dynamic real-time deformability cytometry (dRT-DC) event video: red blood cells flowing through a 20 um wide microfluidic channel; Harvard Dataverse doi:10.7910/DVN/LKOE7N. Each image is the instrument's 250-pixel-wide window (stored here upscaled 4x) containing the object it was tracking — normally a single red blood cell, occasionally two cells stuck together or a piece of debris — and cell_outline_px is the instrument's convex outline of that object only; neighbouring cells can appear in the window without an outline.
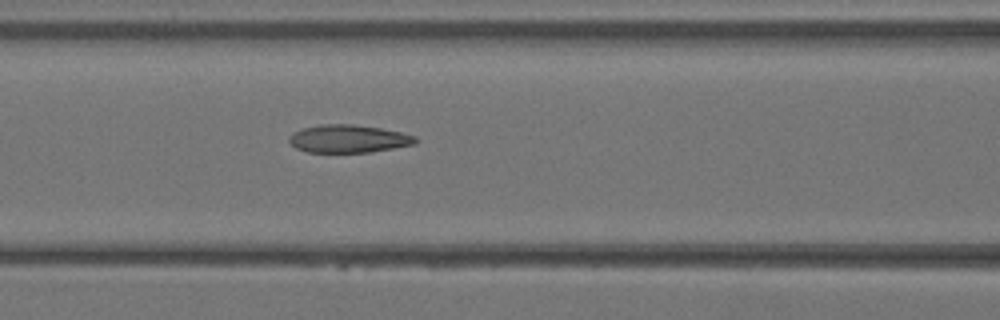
{"species": "Egyptian fruit bat (a non-hibernating species)", "species_latin": "Rousettus aegyptiacus", "temperature_condition": "warm", "stored_images_in_passage": 32, "camera_frame_rate_fps": 3000, "um_per_image_px": 0.085, "animal": {"sex": "female"}, "frame": {"image": 1, "passage_image": 15, "time_ms": 4.667, "image_size_px": [1000, 320], "cell_outline_px": [[420, 140], [416, 144], [372, 152], [308, 152], [296, 148], [288, 140], [288, 136], [292, 132], [304, 128], [320, 124], [352, 124], [380, 128], [400, 132], [416, 136]], "centroid_in_image_um": [29.64, 11.79], "position_along_channel_um": 137.0, "area_um2": 20.63}}
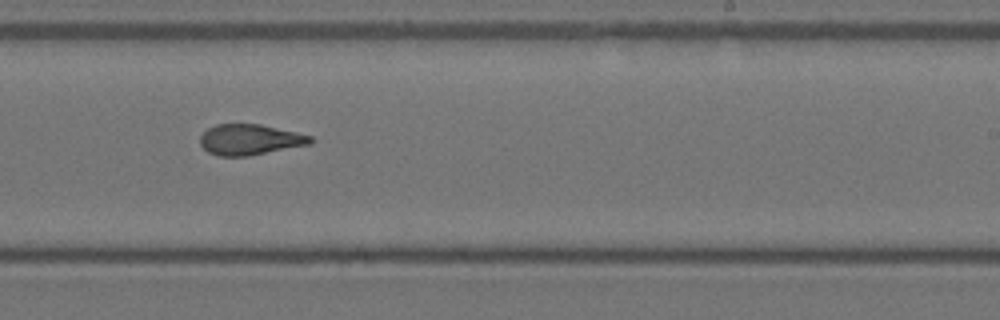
{"frame": {"image": 2, "passage_image": 22, "time_ms": 7.0, "image_size_px": [1000, 320], "cell_outline_px": [[316, 140], [312, 144], [248, 156], [220, 156], [208, 152], [200, 144], [200, 136], [208, 128], [216, 124], [260, 124], [296, 132], [312, 136]], "centroid_in_image_um": [21.27, 11.87], "position_along_channel_um": 267.7, "area_um2": 19.83}}
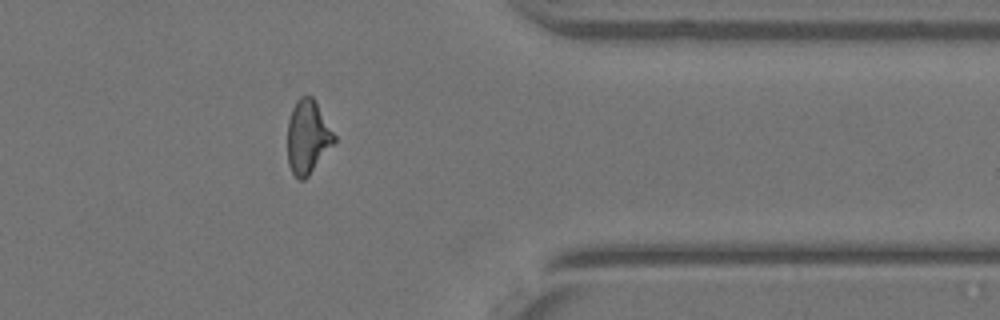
{"frame": {"image": 3, "passage_image": 29, "time_ms": 9.333, "image_size_px": [1000, 320], "cell_outline_px": [[336, 140], [308, 176], [304, 180], [300, 180], [292, 172], [288, 164], [288, 120], [292, 108], [296, 100], [300, 96], [312, 96], [316, 100], [336, 136]], "centroid_in_image_um": [26.15, 11.6], "position_along_channel_um": 385.2, "area_um2": 20.0}}